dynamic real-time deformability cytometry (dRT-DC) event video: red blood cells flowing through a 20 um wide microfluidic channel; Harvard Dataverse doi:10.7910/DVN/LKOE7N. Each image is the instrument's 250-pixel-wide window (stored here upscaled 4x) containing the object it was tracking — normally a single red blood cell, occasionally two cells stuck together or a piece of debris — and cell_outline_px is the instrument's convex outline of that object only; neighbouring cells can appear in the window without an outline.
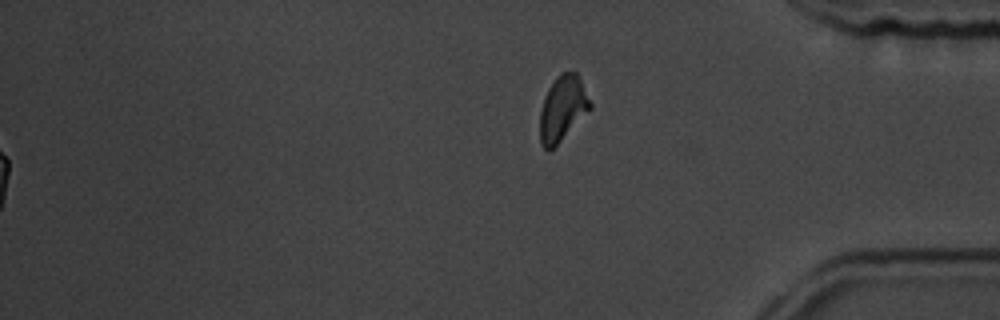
{"species": "common noctule bat (a hibernating species)", "species_latin": "Nyctalus noctula", "temperature_condition": "room temperature", "stored_images_in_passage": 55, "segment_of_instrument_passage": [2, 2], "camera_frame_rate_fps": 3000, "um_per_image_px": 0.085, "animal": {"sex": "male", "body_mass_g": 19.5, "forearm_length_mm": 54.6}, "frame": {"image": 1, "passage_image": 55, "time_ms": 18.0, "image_size_px": [1000, 320], "cell_outline_px": [[592, 108], [548, 152], [540, 144], [540, 112], [544, 96], [548, 88], [556, 76], [560, 72], [572, 68], [576, 72], [592, 104]], "centroid_in_image_um": [47.81, 9.16], "position_along_channel_um": 387.4, "area_um2": 19.07}}